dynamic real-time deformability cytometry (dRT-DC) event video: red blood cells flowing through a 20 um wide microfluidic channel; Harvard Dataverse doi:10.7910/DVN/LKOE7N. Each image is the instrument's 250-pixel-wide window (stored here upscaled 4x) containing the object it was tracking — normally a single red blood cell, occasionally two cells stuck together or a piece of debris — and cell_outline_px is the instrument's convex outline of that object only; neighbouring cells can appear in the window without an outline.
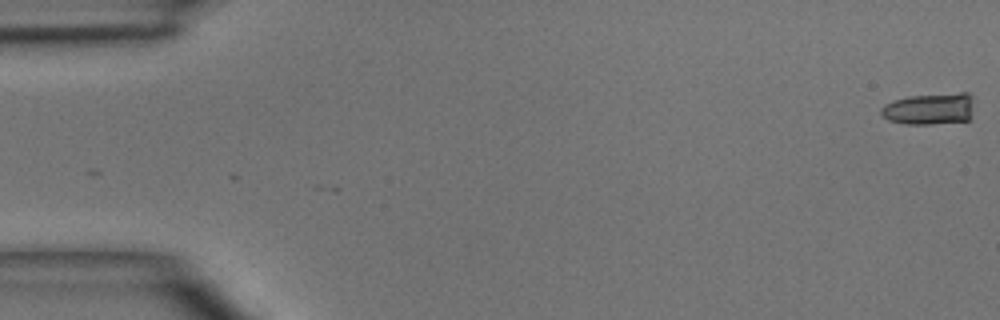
{"species": "common noctule bat (a hibernating species)", "species_latin": "Nyctalus noctula", "temperature_condition": "room temperature", "stored_images_in_passage": 5, "segment_of_instrument_passage": [1, 2], "camera_frame_rate_fps": 3000, "um_per_image_px": 0.085, "animal": {"sex": "male", "body_mass_g": 15.6}, "frame": {"image": 1, "passage_image": 1, "time_ms": 0.0, "image_size_px": [1000, 320], "cell_outline_px": [[972, 116], [968, 120], [928, 124], [904, 124], [888, 120], [880, 116], [880, 108], [884, 104], [908, 96], [960, 92], [968, 92], [972, 96]], "centroid_in_image_um": [79.0, 9.24], "position_along_channel_um": 6.0, "area_um2": 17.34}}
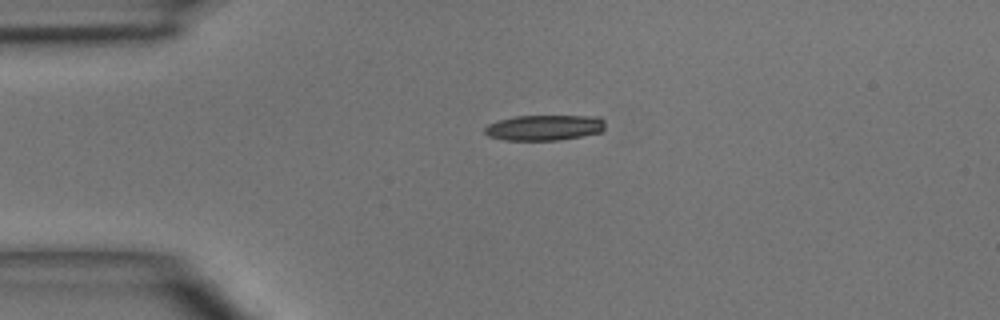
{"frame": {"image": 2, "passage_image": 4, "time_ms": 3.667, "image_size_px": [1000, 320], "cell_outline_px": [[604, 132], [560, 140], [504, 140], [488, 136], [484, 132], [484, 128], [488, 124], [500, 120], [516, 116], [600, 116], [604, 120]], "centroid_in_image_um": [46.3, 10.85], "position_along_channel_um": 38.7, "area_um2": 18.03}}